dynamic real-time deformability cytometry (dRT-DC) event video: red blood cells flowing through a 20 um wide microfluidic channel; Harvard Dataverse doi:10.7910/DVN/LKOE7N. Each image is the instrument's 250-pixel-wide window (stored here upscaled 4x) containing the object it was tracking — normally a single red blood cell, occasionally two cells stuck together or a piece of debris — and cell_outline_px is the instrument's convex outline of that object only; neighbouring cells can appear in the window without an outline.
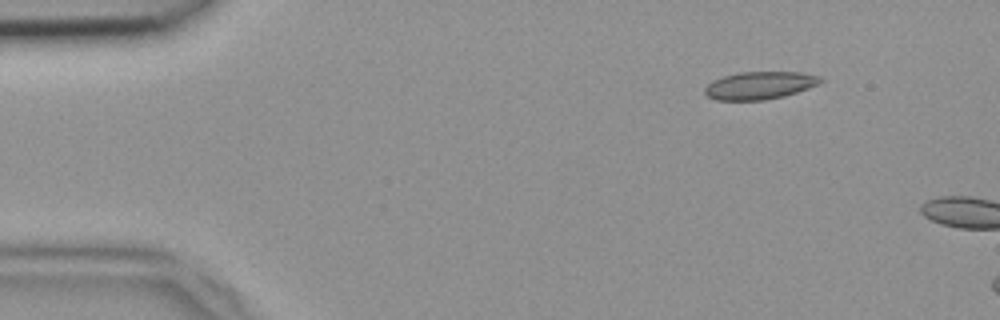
{"species": "common noctule bat (a hibernating species)", "species_latin": "Nyctalus noctula", "temperature_condition": "room temperature", "stored_images_in_passage": 9, "camera_frame_rate_fps": 3000, "um_per_image_px": 0.085, "animal": {"sex": "female", "body_mass_g": 18.4}, "frame": {"image": 1, "passage_image": 6, "time_ms": 1.667, "image_size_px": [1000, 320], "cell_outline_px": [[824, 80], [820, 84], [784, 96], [764, 100], [716, 100], [708, 96], [704, 92], [704, 88], [712, 80], [724, 76], [740, 72], [800, 72], [820, 76]], "centroid_in_image_um": [64.58, 7.26], "position_along_channel_um": 20.4, "area_um2": 18.67}}